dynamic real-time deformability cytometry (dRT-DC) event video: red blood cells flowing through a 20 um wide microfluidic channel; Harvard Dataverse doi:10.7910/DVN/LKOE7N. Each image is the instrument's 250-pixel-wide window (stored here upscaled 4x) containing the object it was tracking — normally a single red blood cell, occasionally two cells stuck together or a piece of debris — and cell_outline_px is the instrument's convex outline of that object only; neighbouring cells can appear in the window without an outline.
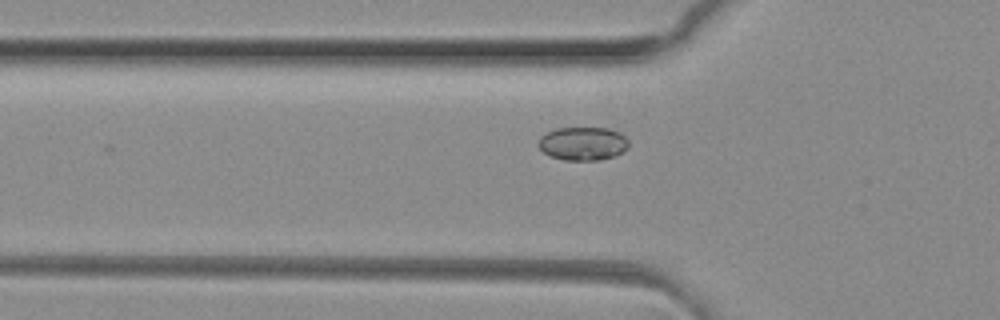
{"species": "common noctule bat (a hibernating species)", "species_latin": "Nyctalus noctula", "temperature_condition": "room temperature", "stored_images_in_passage": 27, "camera_frame_rate_fps": 3000, "um_per_image_px": 0.085, "animal": {"sex": "female", "body_mass_g": 29.2, "forearm_length_mm": 56.3}, "frame": {"image": 1, "passage_image": 3, "time_ms": 0.667, "image_size_px": [1000, 320], "cell_outline_px": [[628, 148], [624, 152], [600, 160], [564, 160], [552, 156], [544, 152], [536, 144], [540, 136], [556, 128], [608, 128], [620, 132], [628, 140]], "centroid_in_image_um": [49.55, 12.2], "position_along_channel_um": 76.3, "area_um2": 17.63}}
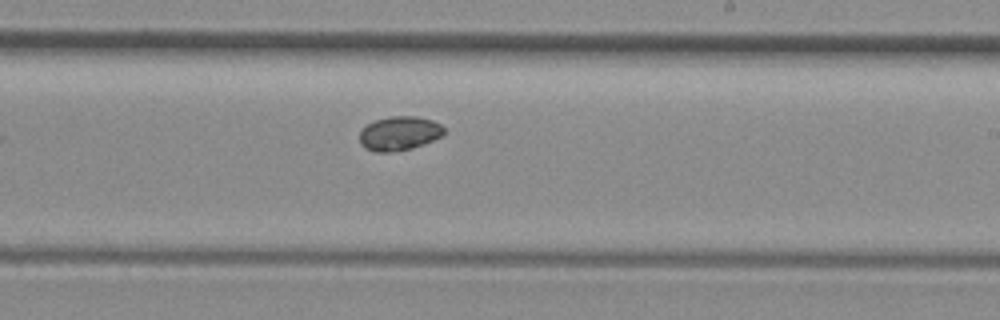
{"frame": {"image": 2, "passage_image": 16, "time_ms": 5.0, "image_size_px": [1000, 320], "cell_outline_px": [[444, 132], [440, 136], [432, 140], [412, 148], [392, 152], [376, 152], [364, 148], [360, 144], [360, 132], [368, 124], [376, 120], [388, 116], [416, 116], [432, 120], [440, 124], [444, 128]], "centroid_in_image_um": [33.92, 11.34], "position_along_channel_um": 255.1, "area_um2": 16.65}}
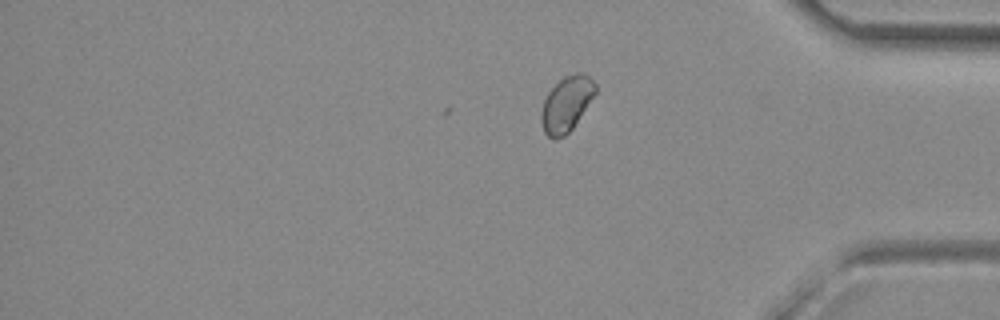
{"frame": {"image": 3, "passage_image": 27, "time_ms": 8.667, "image_size_px": [1000, 320], "cell_outline_px": [[596, 92], [572, 128], [564, 136], [556, 140], [552, 140], [544, 132], [540, 120], [540, 116], [544, 100], [548, 92], [564, 76], [576, 72], [580, 72], [588, 76], [596, 84]], "centroid_in_image_um": [48.12, 8.85], "position_along_channel_um": 387.1, "area_um2": 17.22}}